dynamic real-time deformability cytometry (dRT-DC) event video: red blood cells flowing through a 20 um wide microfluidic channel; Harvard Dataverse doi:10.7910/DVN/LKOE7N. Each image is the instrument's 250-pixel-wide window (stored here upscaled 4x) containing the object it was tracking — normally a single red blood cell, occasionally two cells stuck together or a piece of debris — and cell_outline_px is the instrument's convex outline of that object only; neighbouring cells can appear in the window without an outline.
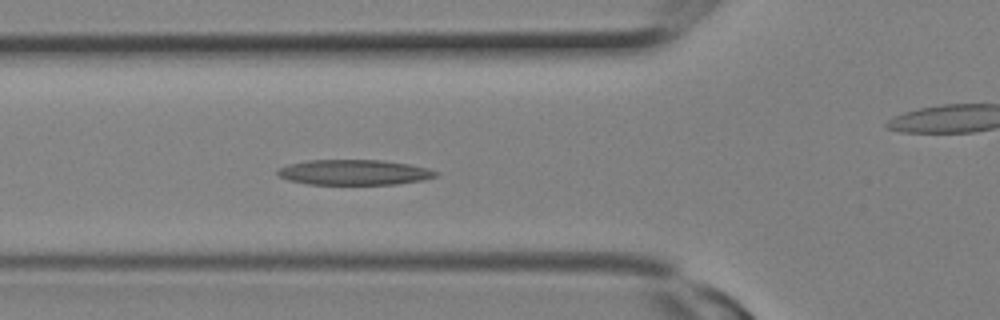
{"species": "Egyptian fruit bat (a non-hibernating species)", "species_latin": "Rousettus aegyptiacus", "temperature_condition": "room temperature", "stored_images_in_passage": 7, "camera_frame_rate_fps": 3000, "um_per_image_px": 0.085, "animal": {"sex": "female"}, "frame": {"image": 1, "passage_image": 6, "time_ms": 1.667, "image_size_px": [1000, 320], "cell_outline_px": [[440, 172], [436, 176], [424, 180], [396, 184], [308, 184], [288, 180], [276, 176], [276, 168], [288, 164], [308, 160], [380, 160], [408, 164], [428, 168]], "centroid_in_image_um": [30.06, 14.65], "position_along_channel_um": 95.7, "area_um2": 23.47}}